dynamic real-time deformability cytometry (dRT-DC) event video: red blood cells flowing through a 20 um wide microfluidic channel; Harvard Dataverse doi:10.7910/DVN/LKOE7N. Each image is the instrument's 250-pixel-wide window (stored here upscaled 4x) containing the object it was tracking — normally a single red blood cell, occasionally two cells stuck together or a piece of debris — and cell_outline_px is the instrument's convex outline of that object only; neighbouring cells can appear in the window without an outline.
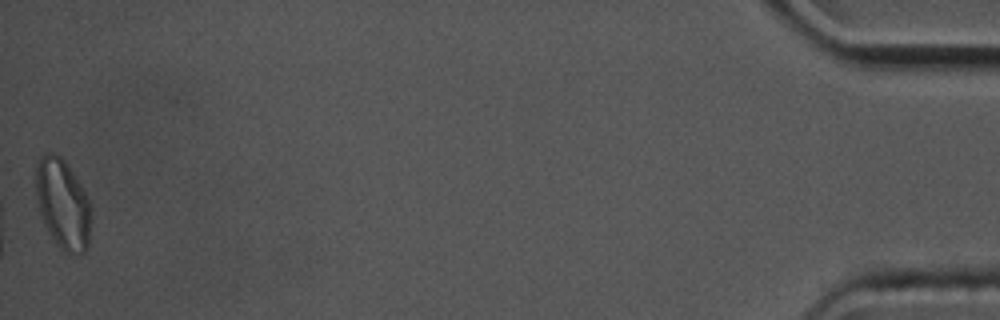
{"species": "common noctule bat (a hibernating species)", "species_latin": "Nyctalus noctula", "temperature_condition": "cold", "stored_images_in_passage": 41, "camera_frame_rate_fps": 3000, "um_per_image_px": 0.085, "animal": {"sex": "male", "body_mass_g": 17.5, "forearm_length_mm": 52.3}, "frame": {"image": 1, "passage_image": 41, "time_ms": 13.333, "image_size_px": [1000, 320], "cell_outline_px": [[92, 212], [88, 248], [84, 252], [64, 252], [56, 244], [48, 232], [44, 224], [40, 212], [36, 196], [36, 168], [40, 156], [44, 152], [52, 152], [60, 156], [64, 160], [80, 184], [92, 208]], "centroid_in_image_um": [5.34, 17.34], "position_along_channel_um": 429.9, "area_um2": 28.9}, "authors_computed_cell_mechanics": {"area_um2": 18.5538, "velocity_mm_per_s": 3.5608, "shape_relaxation_time_tau1_ms": 2.284, "shape_relaxation_time_tau2_ms": 1.2049, "deformation_change_tau1": 0.0982, "deformation_change_tau2": 0.065}}